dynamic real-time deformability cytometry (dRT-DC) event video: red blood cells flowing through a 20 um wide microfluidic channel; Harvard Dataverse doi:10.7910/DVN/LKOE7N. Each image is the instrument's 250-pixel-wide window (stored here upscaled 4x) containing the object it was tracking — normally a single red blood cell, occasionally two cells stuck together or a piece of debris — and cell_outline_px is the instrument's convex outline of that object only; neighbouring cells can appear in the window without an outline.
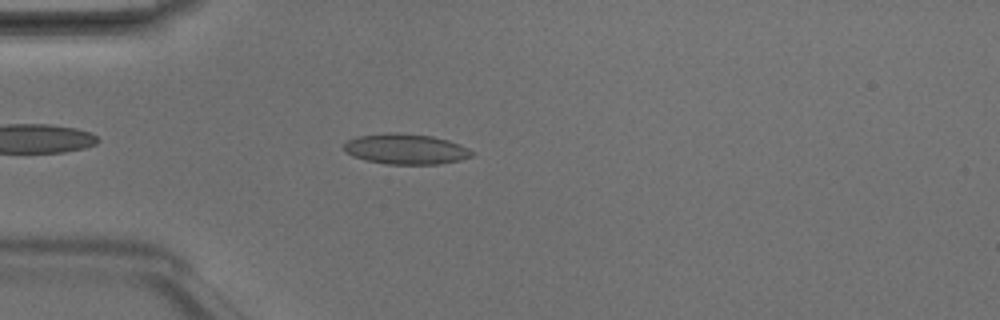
{"species": "Egyptian fruit bat (a non-hibernating species)", "species_latin": "Rousettus aegyptiacus", "temperature_condition": "room temperature", "stored_images_in_passage": 4, "camera_frame_rate_fps": 3000, "um_per_image_px": 0.085, "animal": {"sex": "male"}, "frame": {"image": 1, "passage_image": 4, "time_ms": 1.0, "image_size_px": [1000, 320], "cell_outline_px": [[472, 156], [460, 160], [440, 164], [384, 164], [364, 160], [352, 156], [344, 152], [344, 144], [348, 140], [356, 136], [388, 132], [396, 132], [432, 136], [448, 140], [460, 144], [468, 148], [472, 152]], "centroid_in_image_um": [34.45, 12.67], "position_along_channel_um": 50.6, "area_um2": 22.89}}